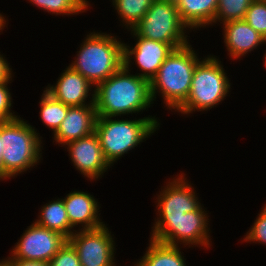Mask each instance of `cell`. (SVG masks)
I'll list each match as a JSON object with an SVG mask.
<instances>
[{
  "mask_svg": "<svg viewBox=\"0 0 266 266\" xmlns=\"http://www.w3.org/2000/svg\"><path fill=\"white\" fill-rule=\"evenodd\" d=\"M152 104L150 82L133 74L124 65L95 86L94 106L97 116H137L152 108Z\"/></svg>",
  "mask_w": 266,
  "mask_h": 266,
  "instance_id": "cell-1",
  "label": "cell"
},
{
  "mask_svg": "<svg viewBox=\"0 0 266 266\" xmlns=\"http://www.w3.org/2000/svg\"><path fill=\"white\" fill-rule=\"evenodd\" d=\"M191 43L182 46L168 55L156 76L150 81V94L154 104L157 95L165 110L176 112L188 98L191 81L197 63L202 59ZM201 58H200V57Z\"/></svg>",
  "mask_w": 266,
  "mask_h": 266,
  "instance_id": "cell-2",
  "label": "cell"
},
{
  "mask_svg": "<svg viewBox=\"0 0 266 266\" xmlns=\"http://www.w3.org/2000/svg\"><path fill=\"white\" fill-rule=\"evenodd\" d=\"M123 43L115 33L88 32L68 66L96 86L124 65Z\"/></svg>",
  "mask_w": 266,
  "mask_h": 266,
  "instance_id": "cell-3",
  "label": "cell"
},
{
  "mask_svg": "<svg viewBox=\"0 0 266 266\" xmlns=\"http://www.w3.org/2000/svg\"><path fill=\"white\" fill-rule=\"evenodd\" d=\"M120 118L97 116L95 125L104 157L112 167L125 154L154 135L161 124L160 119L154 115L138 119Z\"/></svg>",
  "mask_w": 266,
  "mask_h": 266,
  "instance_id": "cell-4",
  "label": "cell"
},
{
  "mask_svg": "<svg viewBox=\"0 0 266 266\" xmlns=\"http://www.w3.org/2000/svg\"><path fill=\"white\" fill-rule=\"evenodd\" d=\"M3 139L4 181L17 178L37 167L43 160V137L23 117L1 122Z\"/></svg>",
  "mask_w": 266,
  "mask_h": 266,
  "instance_id": "cell-5",
  "label": "cell"
},
{
  "mask_svg": "<svg viewBox=\"0 0 266 266\" xmlns=\"http://www.w3.org/2000/svg\"><path fill=\"white\" fill-rule=\"evenodd\" d=\"M219 56L209 54L196 65L185 103L176 111L179 116L210 111L220 105L231 92V80Z\"/></svg>",
  "mask_w": 266,
  "mask_h": 266,
  "instance_id": "cell-6",
  "label": "cell"
},
{
  "mask_svg": "<svg viewBox=\"0 0 266 266\" xmlns=\"http://www.w3.org/2000/svg\"><path fill=\"white\" fill-rule=\"evenodd\" d=\"M201 204L195 211L186 212L178 218H154L150 231V239L172 246H181L185 249L195 246L212 247L210 215Z\"/></svg>",
  "mask_w": 266,
  "mask_h": 266,
  "instance_id": "cell-7",
  "label": "cell"
},
{
  "mask_svg": "<svg viewBox=\"0 0 266 266\" xmlns=\"http://www.w3.org/2000/svg\"><path fill=\"white\" fill-rule=\"evenodd\" d=\"M132 30L139 37L169 44L173 49L190 42V30L182 23L177 5L166 1L154 0Z\"/></svg>",
  "mask_w": 266,
  "mask_h": 266,
  "instance_id": "cell-8",
  "label": "cell"
},
{
  "mask_svg": "<svg viewBox=\"0 0 266 266\" xmlns=\"http://www.w3.org/2000/svg\"><path fill=\"white\" fill-rule=\"evenodd\" d=\"M107 226L104 224L96 229L76 230L68 238L77 252L81 266H117V245L114 234Z\"/></svg>",
  "mask_w": 266,
  "mask_h": 266,
  "instance_id": "cell-9",
  "label": "cell"
},
{
  "mask_svg": "<svg viewBox=\"0 0 266 266\" xmlns=\"http://www.w3.org/2000/svg\"><path fill=\"white\" fill-rule=\"evenodd\" d=\"M172 177L164 181V186L154 196L155 218L182 217L186 212L195 211L202 204L198 197L199 193H196L193 187L194 184L188 180L184 172L180 171Z\"/></svg>",
  "mask_w": 266,
  "mask_h": 266,
  "instance_id": "cell-10",
  "label": "cell"
},
{
  "mask_svg": "<svg viewBox=\"0 0 266 266\" xmlns=\"http://www.w3.org/2000/svg\"><path fill=\"white\" fill-rule=\"evenodd\" d=\"M18 242L9 251L11 259L49 262L68 239L62 234L37 225L27 226Z\"/></svg>",
  "mask_w": 266,
  "mask_h": 266,
  "instance_id": "cell-11",
  "label": "cell"
},
{
  "mask_svg": "<svg viewBox=\"0 0 266 266\" xmlns=\"http://www.w3.org/2000/svg\"><path fill=\"white\" fill-rule=\"evenodd\" d=\"M135 44L123 43V62L129 70L133 65L139 70V77L149 82L156 76L160 66L173 51V48L166 43L139 37L133 30H129ZM131 46V47H130Z\"/></svg>",
  "mask_w": 266,
  "mask_h": 266,
  "instance_id": "cell-12",
  "label": "cell"
},
{
  "mask_svg": "<svg viewBox=\"0 0 266 266\" xmlns=\"http://www.w3.org/2000/svg\"><path fill=\"white\" fill-rule=\"evenodd\" d=\"M64 148H67L69 159L75 169L90 182L101 179L105 172L112 168L104 157L96 132L70 142Z\"/></svg>",
  "mask_w": 266,
  "mask_h": 266,
  "instance_id": "cell-13",
  "label": "cell"
},
{
  "mask_svg": "<svg viewBox=\"0 0 266 266\" xmlns=\"http://www.w3.org/2000/svg\"><path fill=\"white\" fill-rule=\"evenodd\" d=\"M44 89L70 107L94 104L95 86L70 66L62 70L55 84L50 83Z\"/></svg>",
  "mask_w": 266,
  "mask_h": 266,
  "instance_id": "cell-14",
  "label": "cell"
},
{
  "mask_svg": "<svg viewBox=\"0 0 266 266\" xmlns=\"http://www.w3.org/2000/svg\"><path fill=\"white\" fill-rule=\"evenodd\" d=\"M63 202L70 225L75 230L96 229L105 224L100 218L101 204L93 194L74 190L63 197Z\"/></svg>",
  "mask_w": 266,
  "mask_h": 266,
  "instance_id": "cell-15",
  "label": "cell"
},
{
  "mask_svg": "<svg viewBox=\"0 0 266 266\" xmlns=\"http://www.w3.org/2000/svg\"><path fill=\"white\" fill-rule=\"evenodd\" d=\"M97 113L94 104L72 106L57 131L52 135L53 143L64 147L70 142L95 132Z\"/></svg>",
  "mask_w": 266,
  "mask_h": 266,
  "instance_id": "cell-16",
  "label": "cell"
},
{
  "mask_svg": "<svg viewBox=\"0 0 266 266\" xmlns=\"http://www.w3.org/2000/svg\"><path fill=\"white\" fill-rule=\"evenodd\" d=\"M222 28L223 42L230 60H243L264 44L263 36L255 31L244 19L226 22Z\"/></svg>",
  "mask_w": 266,
  "mask_h": 266,
  "instance_id": "cell-17",
  "label": "cell"
},
{
  "mask_svg": "<svg viewBox=\"0 0 266 266\" xmlns=\"http://www.w3.org/2000/svg\"><path fill=\"white\" fill-rule=\"evenodd\" d=\"M218 0H180L177 3L179 17L190 30L214 26ZM209 26V27H208Z\"/></svg>",
  "mask_w": 266,
  "mask_h": 266,
  "instance_id": "cell-18",
  "label": "cell"
},
{
  "mask_svg": "<svg viewBox=\"0 0 266 266\" xmlns=\"http://www.w3.org/2000/svg\"><path fill=\"white\" fill-rule=\"evenodd\" d=\"M148 241L144 255L136 259L133 266H188L182 246L167 245L150 238Z\"/></svg>",
  "mask_w": 266,
  "mask_h": 266,
  "instance_id": "cell-19",
  "label": "cell"
},
{
  "mask_svg": "<svg viewBox=\"0 0 266 266\" xmlns=\"http://www.w3.org/2000/svg\"><path fill=\"white\" fill-rule=\"evenodd\" d=\"M37 218L34 220L37 225L58 232L67 239L76 231L70 225L63 198L57 197L44 203L39 208Z\"/></svg>",
  "mask_w": 266,
  "mask_h": 266,
  "instance_id": "cell-20",
  "label": "cell"
},
{
  "mask_svg": "<svg viewBox=\"0 0 266 266\" xmlns=\"http://www.w3.org/2000/svg\"><path fill=\"white\" fill-rule=\"evenodd\" d=\"M154 0H110L120 21V25L129 32L144 17Z\"/></svg>",
  "mask_w": 266,
  "mask_h": 266,
  "instance_id": "cell-21",
  "label": "cell"
},
{
  "mask_svg": "<svg viewBox=\"0 0 266 266\" xmlns=\"http://www.w3.org/2000/svg\"><path fill=\"white\" fill-rule=\"evenodd\" d=\"M38 103V106H40L39 115L42 120L41 122L46 128H49V130L51 129L53 135L67 116L68 108L70 106L55 99L45 89L43 90Z\"/></svg>",
  "mask_w": 266,
  "mask_h": 266,
  "instance_id": "cell-22",
  "label": "cell"
},
{
  "mask_svg": "<svg viewBox=\"0 0 266 266\" xmlns=\"http://www.w3.org/2000/svg\"><path fill=\"white\" fill-rule=\"evenodd\" d=\"M28 2L43 12H48L50 15L55 14V17L58 15L62 17L81 15L89 10L81 0H28Z\"/></svg>",
  "mask_w": 266,
  "mask_h": 266,
  "instance_id": "cell-23",
  "label": "cell"
},
{
  "mask_svg": "<svg viewBox=\"0 0 266 266\" xmlns=\"http://www.w3.org/2000/svg\"><path fill=\"white\" fill-rule=\"evenodd\" d=\"M253 1L254 0H218L214 26H216V24L219 26L229 21L244 19L246 11Z\"/></svg>",
  "mask_w": 266,
  "mask_h": 266,
  "instance_id": "cell-24",
  "label": "cell"
},
{
  "mask_svg": "<svg viewBox=\"0 0 266 266\" xmlns=\"http://www.w3.org/2000/svg\"><path fill=\"white\" fill-rule=\"evenodd\" d=\"M244 20L263 37L266 35V2L254 0Z\"/></svg>",
  "mask_w": 266,
  "mask_h": 266,
  "instance_id": "cell-25",
  "label": "cell"
},
{
  "mask_svg": "<svg viewBox=\"0 0 266 266\" xmlns=\"http://www.w3.org/2000/svg\"><path fill=\"white\" fill-rule=\"evenodd\" d=\"M260 209L252 226L241 240L242 243L266 245V203Z\"/></svg>",
  "mask_w": 266,
  "mask_h": 266,
  "instance_id": "cell-26",
  "label": "cell"
},
{
  "mask_svg": "<svg viewBox=\"0 0 266 266\" xmlns=\"http://www.w3.org/2000/svg\"><path fill=\"white\" fill-rule=\"evenodd\" d=\"M13 81H5L0 83V122L10 121L19 117L13 107L12 92L9 85ZM9 84V85H8Z\"/></svg>",
  "mask_w": 266,
  "mask_h": 266,
  "instance_id": "cell-27",
  "label": "cell"
},
{
  "mask_svg": "<svg viewBox=\"0 0 266 266\" xmlns=\"http://www.w3.org/2000/svg\"><path fill=\"white\" fill-rule=\"evenodd\" d=\"M48 266H81V263L76 250L67 241L48 262Z\"/></svg>",
  "mask_w": 266,
  "mask_h": 266,
  "instance_id": "cell-28",
  "label": "cell"
},
{
  "mask_svg": "<svg viewBox=\"0 0 266 266\" xmlns=\"http://www.w3.org/2000/svg\"><path fill=\"white\" fill-rule=\"evenodd\" d=\"M8 62L7 57L0 52V83L14 80L15 73H13L12 66Z\"/></svg>",
  "mask_w": 266,
  "mask_h": 266,
  "instance_id": "cell-29",
  "label": "cell"
},
{
  "mask_svg": "<svg viewBox=\"0 0 266 266\" xmlns=\"http://www.w3.org/2000/svg\"><path fill=\"white\" fill-rule=\"evenodd\" d=\"M16 266H48V262L24 259H12Z\"/></svg>",
  "mask_w": 266,
  "mask_h": 266,
  "instance_id": "cell-30",
  "label": "cell"
},
{
  "mask_svg": "<svg viewBox=\"0 0 266 266\" xmlns=\"http://www.w3.org/2000/svg\"><path fill=\"white\" fill-rule=\"evenodd\" d=\"M5 146L3 145V139H1V122H0V182L4 181V161H3V150Z\"/></svg>",
  "mask_w": 266,
  "mask_h": 266,
  "instance_id": "cell-31",
  "label": "cell"
},
{
  "mask_svg": "<svg viewBox=\"0 0 266 266\" xmlns=\"http://www.w3.org/2000/svg\"><path fill=\"white\" fill-rule=\"evenodd\" d=\"M0 266H16V263L7 256L6 258L4 257L0 259Z\"/></svg>",
  "mask_w": 266,
  "mask_h": 266,
  "instance_id": "cell-32",
  "label": "cell"
},
{
  "mask_svg": "<svg viewBox=\"0 0 266 266\" xmlns=\"http://www.w3.org/2000/svg\"><path fill=\"white\" fill-rule=\"evenodd\" d=\"M82 3L90 10L92 7V4L88 0H81Z\"/></svg>",
  "mask_w": 266,
  "mask_h": 266,
  "instance_id": "cell-33",
  "label": "cell"
},
{
  "mask_svg": "<svg viewBox=\"0 0 266 266\" xmlns=\"http://www.w3.org/2000/svg\"><path fill=\"white\" fill-rule=\"evenodd\" d=\"M161 1H166V2L174 3V4L177 5V3H178L180 0H161Z\"/></svg>",
  "mask_w": 266,
  "mask_h": 266,
  "instance_id": "cell-34",
  "label": "cell"
},
{
  "mask_svg": "<svg viewBox=\"0 0 266 266\" xmlns=\"http://www.w3.org/2000/svg\"><path fill=\"white\" fill-rule=\"evenodd\" d=\"M262 58H263L264 66H265V68H266V53L264 54V57H262Z\"/></svg>",
  "mask_w": 266,
  "mask_h": 266,
  "instance_id": "cell-35",
  "label": "cell"
},
{
  "mask_svg": "<svg viewBox=\"0 0 266 266\" xmlns=\"http://www.w3.org/2000/svg\"><path fill=\"white\" fill-rule=\"evenodd\" d=\"M263 41H264V46H266V35L263 37ZM265 53H266V49H265Z\"/></svg>",
  "mask_w": 266,
  "mask_h": 266,
  "instance_id": "cell-36",
  "label": "cell"
}]
</instances>
